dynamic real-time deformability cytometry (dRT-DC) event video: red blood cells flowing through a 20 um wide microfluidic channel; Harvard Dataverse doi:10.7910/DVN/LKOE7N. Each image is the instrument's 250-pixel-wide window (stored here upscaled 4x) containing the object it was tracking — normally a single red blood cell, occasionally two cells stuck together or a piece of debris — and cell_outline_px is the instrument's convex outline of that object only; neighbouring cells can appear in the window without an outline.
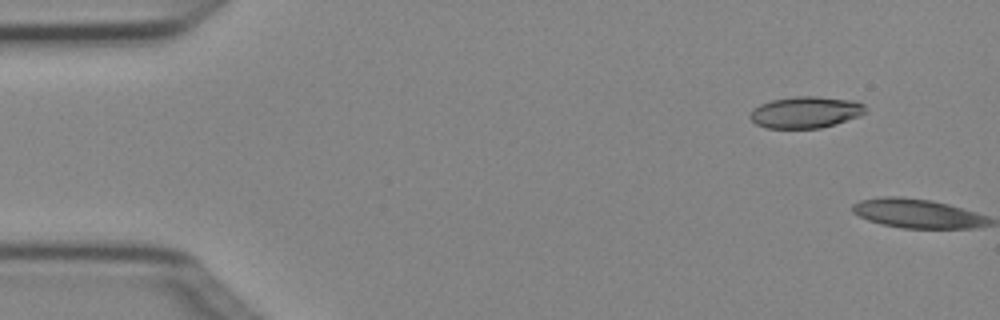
{"species": "Egyptian fruit bat (a non-hibernating species)", "species_latin": "Rousettus aegyptiacus", "temperature_condition": "cold", "stored_images_in_passage": 2, "camera_frame_rate_fps": 3000, "um_per_image_px": 0.085, "animal": {"sex": "female"}, "frame": {"image": 1, "passage_image": 1, "time_ms": 0.0, "image_size_px": [1000, 320], "cell_outline_px": [[868, 112], [860, 116], [836, 124], [820, 128], [764, 128], [756, 124], [748, 116], [752, 108], [760, 104], [772, 100], [796, 96], [816, 96], [856, 100], [864, 104], [868, 108]], "centroid_in_image_um": [68.51, 9.54], "position_along_channel_um": 16.5, "area_um2": 21.62}}